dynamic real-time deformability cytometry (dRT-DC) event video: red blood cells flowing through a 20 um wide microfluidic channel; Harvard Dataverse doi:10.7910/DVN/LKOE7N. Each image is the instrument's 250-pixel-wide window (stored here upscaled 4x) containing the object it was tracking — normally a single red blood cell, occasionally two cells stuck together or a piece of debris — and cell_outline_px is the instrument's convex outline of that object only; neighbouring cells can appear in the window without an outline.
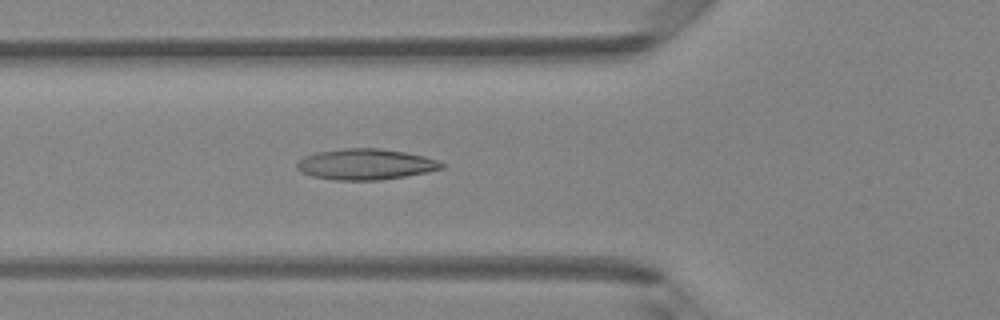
{"species": "Egyptian fruit bat (a non-hibernating species)", "species_latin": "Rousettus aegyptiacus", "temperature_condition": "room temperature", "stored_images_in_passage": 32, "camera_frame_rate_fps": 3000, "um_per_image_px": 0.085, "animal": {"sex": "female"}, "frame": {"image": 1, "passage_image": 3, "time_ms": 0.667, "image_size_px": [1000, 320], "cell_outline_px": [[444, 168], [428, 172], [380, 180], [336, 180], [312, 176], [300, 172], [296, 168], [296, 164], [304, 156], [316, 152], [344, 148], [376, 148], [404, 152], [424, 156], [436, 160], [444, 164]], "centroid_in_image_um": [31.05, 13.96], "position_along_channel_um": 94.8, "area_um2": 25.95}}
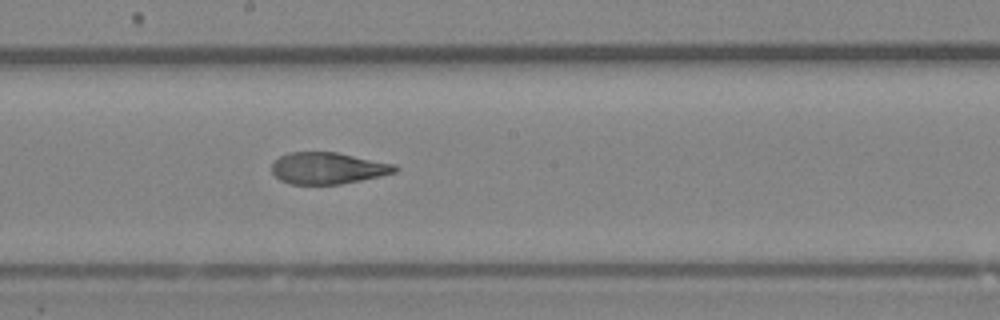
{"frame": {"image": 2, "passage_image": 12, "time_ms": 3.667, "image_size_px": [1000, 320], "cell_outline_px": [[400, 168], [396, 172], [380, 176], [340, 184], [288, 184], [280, 180], [272, 172], [272, 164], [280, 156], [288, 152], [336, 152], [396, 164]], "centroid_in_image_um": [27.88, 14.29], "position_along_channel_um": 220.3, "area_um2": 22.72}}
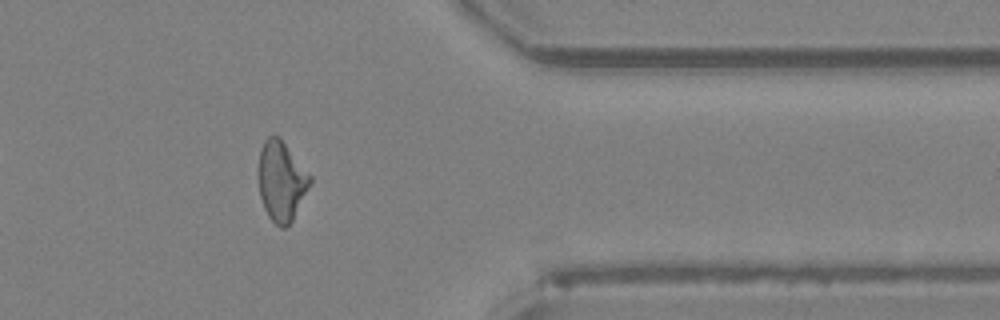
{"frame": {"image": 3, "passage_image": 25, "time_ms": 8.0, "image_size_px": [1000, 320], "cell_outline_px": [[312, 180], [292, 220], [284, 228], [280, 228], [268, 216], [264, 208], [260, 196], [256, 172], [256, 168], [260, 148], [264, 140], [268, 136], [280, 136], [312, 176]], "centroid_in_image_um": [23.87, 15.34], "position_along_channel_um": 387.5, "area_um2": 24.39}}